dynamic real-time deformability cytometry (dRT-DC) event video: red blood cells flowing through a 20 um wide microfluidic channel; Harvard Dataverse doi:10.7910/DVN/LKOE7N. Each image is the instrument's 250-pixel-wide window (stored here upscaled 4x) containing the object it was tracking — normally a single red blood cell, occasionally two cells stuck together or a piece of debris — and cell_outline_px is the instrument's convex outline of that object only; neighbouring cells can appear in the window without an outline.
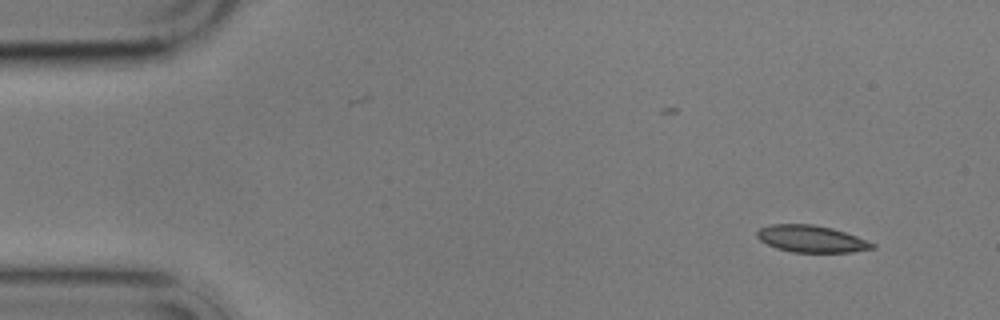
{"species": "common noctule bat (a hibernating species)", "species_latin": "Nyctalus noctula", "temperature_condition": "cold", "stored_images_in_passage": 14, "camera_frame_rate_fps": 3000, "um_per_image_px": 0.085, "animal": {"sex": "male", "body_mass_g": 17.9}, "frame": {"image": 1, "passage_image": 1, "time_ms": 0.0, "image_size_px": [1000, 320], "cell_outline_px": [[876, 248], [852, 252], [792, 252], [776, 248], [760, 240], [756, 236], [756, 232], [760, 228], [772, 224], [812, 224], [832, 228], [856, 236], [876, 244]], "centroid_in_image_um": [68.97, 20.3], "position_along_channel_um": 16.0, "area_um2": 18.03}}
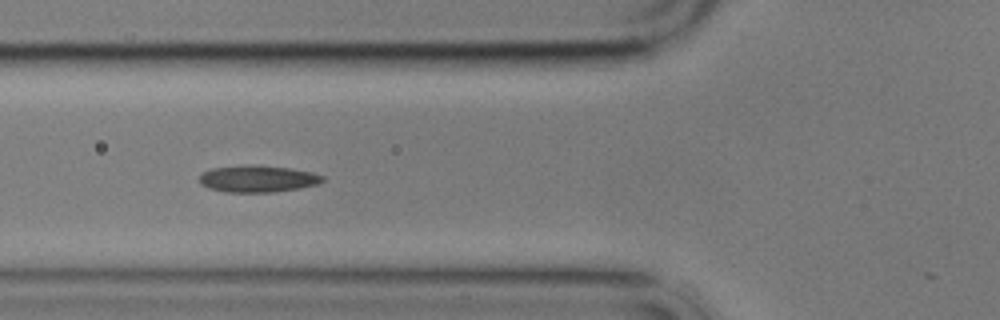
{"frame": {"image": 2, "passage_image": 5, "time_ms": 5.333, "image_size_px": [1000, 320], "cell_outline_px": [[324, 180], [320, 184], [300, 188], [272, 192], [224, 192], [208, 188], [200, 184], [200, 176], [204, 172], [212, 168], [240, 164], [260, 164], [292, 168], [312, 172], [324, 176]], "centroid_in_image_um": [21.92, 15.18], "position_along_channel_um": 103.9, "area_um2": 19.71}}
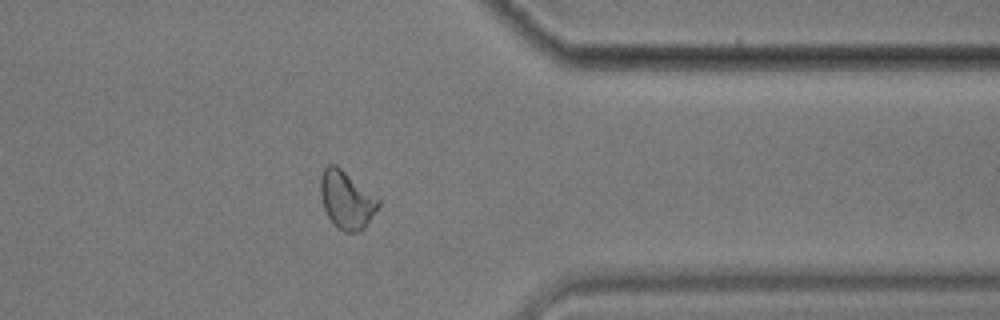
{"frame": {"image": 3, "passage_image": 12, "time_ms": 13.667, "image_size_px": [1000, 320], "cell_outline_px": [[380, 204], [364, 228], [360, 232], [344, 232], [328, 216], [324, 208], [320, 192], [320, 176], [324, 168], [328, 164], [336, 164], [380, 200]], "centroid_in_image_um": [29.44, 16.97], "position_along_channel_um": 382.0, "area_um2": 19.13}, "authors_computed_cell_mechanics": {"area_um2": 18.2648, "velocity_mm_per_s": 3.4662, "shape_relaxation_time_tau1_ms": null, "shape_relaxation_time_tau2_ms": 3.2014, "deformation_change_tau1": null, "deformation_change_tau2": 0.0764}}